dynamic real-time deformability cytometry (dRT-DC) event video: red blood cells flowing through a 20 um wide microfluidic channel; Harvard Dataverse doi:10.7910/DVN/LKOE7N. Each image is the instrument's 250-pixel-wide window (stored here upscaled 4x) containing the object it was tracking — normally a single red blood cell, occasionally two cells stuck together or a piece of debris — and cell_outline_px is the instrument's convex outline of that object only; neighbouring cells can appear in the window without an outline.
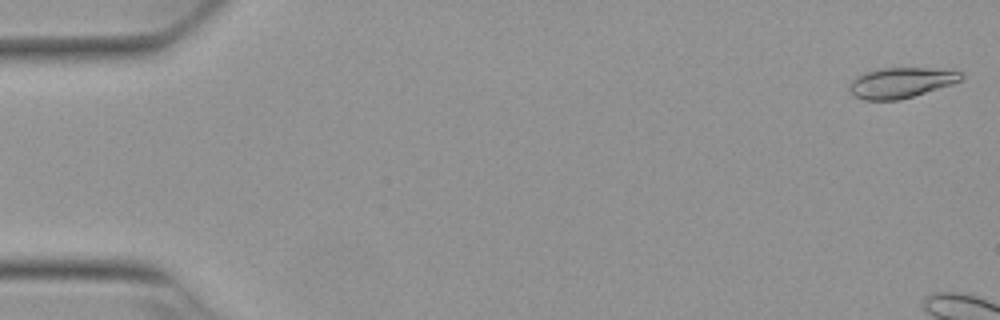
{"species": "Egyptian fruit bat (a non-hibernating species)", "species_latin": "Rousettus aegyptiacus", "temperature_condition": "warm", "stored_images_in_passage": 8, "camera_frame_rate_fps": 3000, "um_per_image_px": 0.085, "animal": {"sex": "female"}, "frame": {"image": 1, "passage_image": 1, "time_ms": 0.0, "image_size_px": [1000, 320], "cell_outline_px": [[964, 76], [960, 80], [952, 84], [900, 100], [864, 100], [852, 96], [848, 92], [848, 88], [852, 80], [856, 76], [864, 72], [880, 68], [948, 68], [964, 72]], "centroid_in_image_um": [76.58, 7.02], "position_along_channel_um": 8.4, "area_um2": 20.23}}